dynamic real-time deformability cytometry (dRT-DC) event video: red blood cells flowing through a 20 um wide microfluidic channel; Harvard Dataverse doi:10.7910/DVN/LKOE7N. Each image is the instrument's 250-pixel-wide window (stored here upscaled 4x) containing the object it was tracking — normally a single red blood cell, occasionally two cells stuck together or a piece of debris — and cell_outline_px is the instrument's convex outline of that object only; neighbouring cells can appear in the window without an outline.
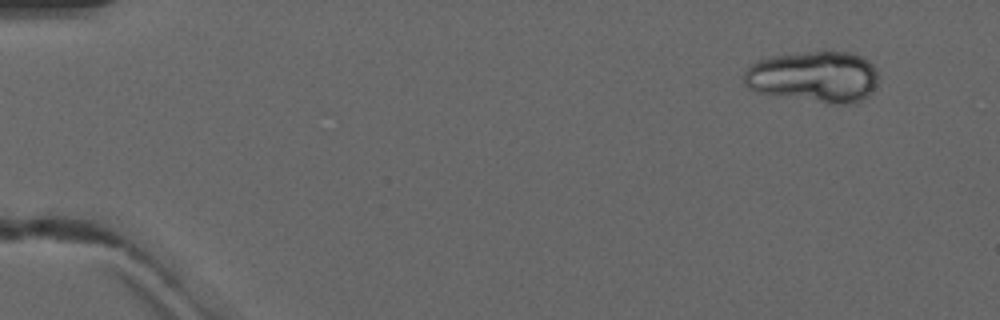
{"species": "common noctule bat (a hibernating species)", "species_latin": "Nyctalus noctula", "temperature_condition": "warm", "stored_images_in_passage": 5, "camera_frame_rate_fps": 3000, "um_per_image_px": 0.085, "animal": {"sex": "male", "forearm_length_mm": 52.5}, "frame": {"image": 1, "passage_image": 1, "time_ms": 0.0, "image_size_px": [1000, 320], "cell_outline_px": [[876, 84], [872, 92], [868, 96], [856, 104], [828, 104], [756, 92], [748, 88], [744, 84], [744, 72], [748, 64], [772, 56], [824, 48], [828, 48], [852, 52], [868, 60], [876, 68]], "centroid_in_image_um": [69.19, 6.49], "position_along_channel_um": 15.8, "area_um2": 41.5}}